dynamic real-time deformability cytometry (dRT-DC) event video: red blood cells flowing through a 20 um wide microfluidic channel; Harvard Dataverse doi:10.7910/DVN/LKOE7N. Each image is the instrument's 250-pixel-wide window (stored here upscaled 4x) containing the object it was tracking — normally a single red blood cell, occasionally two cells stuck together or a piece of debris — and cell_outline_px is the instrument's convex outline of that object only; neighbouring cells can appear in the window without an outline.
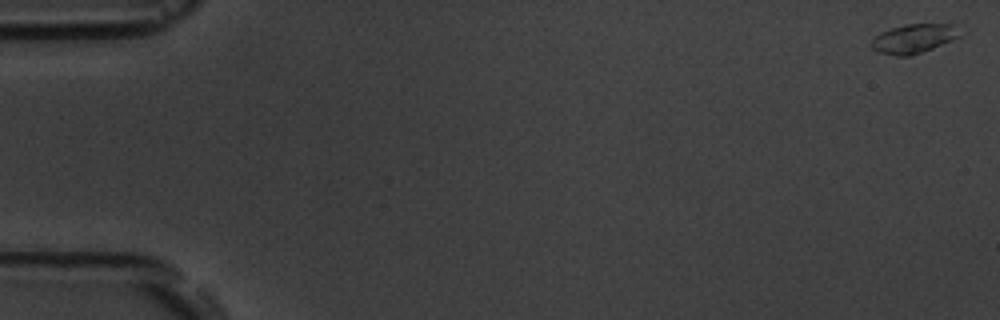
{"species": "common noctule bat (a hibernating species)", "species_latin": "Nyctalus noctula", "temperature_condition": "room temperature", "stored_images_in_passage": 10, "camera_frame_rate_fps": 3000, "um_per_image_px": 0.085, "animal": {"sex": "male", "body_mass_g": 19.5, "forearm_length_mm": 54.6}, "frame": {"image": 1, "passage_image": 1, "time_ms": 0.0, "image_size_px": [1000, 320], "cell_outline_px": [[960, 36], [952, 40], [932, 48], [908, 56], [896, 56], [880, 52], [872, 48], [868, 44], [880, 32], [904, 24], [956, 24]], "centroid_in_image_um": [77.64, 3.27], "position_along_channel_um": 7.4, "area_um2": 14.85}}
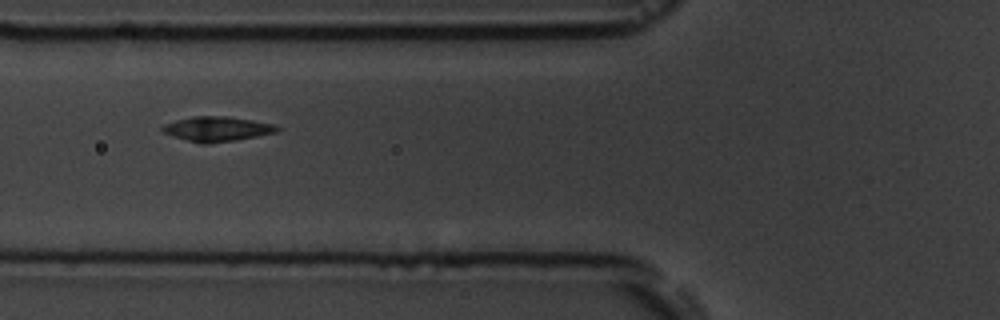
{"frame": {"image": 2, "passage_image": 7, "time_ms": 7.0, "image_size_px": [1000, 320], "cell_outline_px": [[280, 128], [276, 132], [236, 140], [208, 144], [200, 144], [172, 136], [160, 132], [160, 128], [164, 124], [176, 120], [192, 116], [228, 116], [276, 124]], "centroid_in_image_um": [18.4, 10.96], "position_along_channel_um": 107.4, "area_um2": 16.76}}
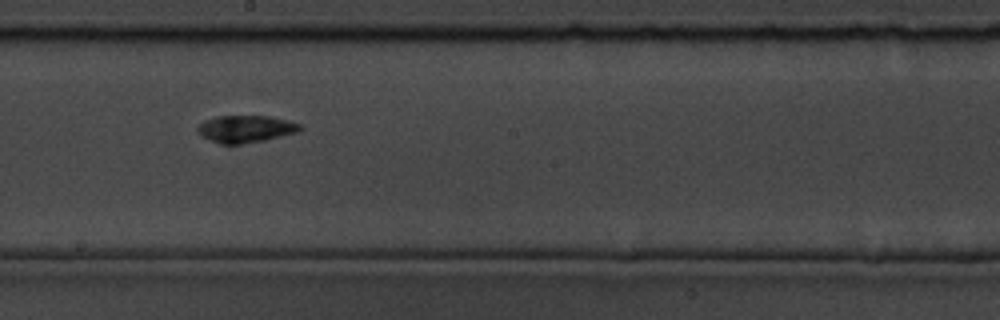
{"frame": {"image": 3, "passage_image": 10, "time_ms": 10.333, "image_size_px": [1000, 320], "cell_outline_px": [[304, 128], [300, 132], [264, 140], [240, 144], [220, 144], [200, 136], [196, 128], [204, 120], [216, 116], [268, 116], [288, 120], [300, 124]], "centroid_in_image_um": [20.89, 10.96], "position_along_channel_um": 227.3, "area_um2": 16.36}}